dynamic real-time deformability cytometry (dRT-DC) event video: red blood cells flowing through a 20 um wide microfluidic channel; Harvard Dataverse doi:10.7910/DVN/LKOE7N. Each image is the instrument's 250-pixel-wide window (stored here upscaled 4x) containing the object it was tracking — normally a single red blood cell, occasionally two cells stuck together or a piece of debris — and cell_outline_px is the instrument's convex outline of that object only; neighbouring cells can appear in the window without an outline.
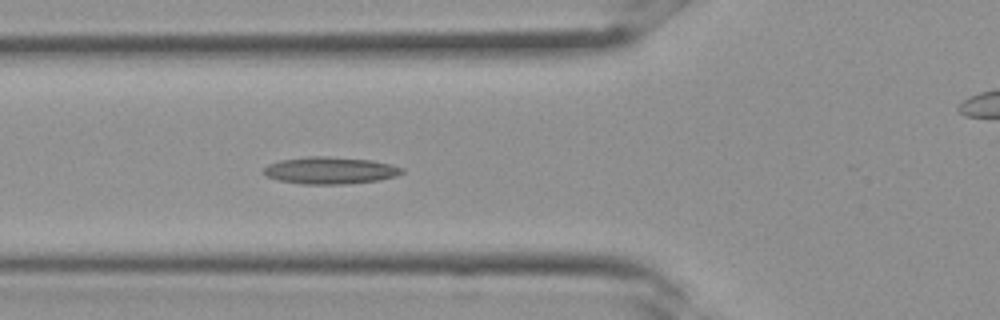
{"species": "Egyptian fruit bat (a non-hibernating species)", "species_latin": "Rousettus aegyptiacus", "temperature_condition": "room temperature", "stored_images_in_passage": 4, "camera_frame_rate_fps": 3000, "um_per_image_px": 0.085, "frame": {"image": 1, "passage_image": 2, "time_ms": 0.333, "image_size_px": [1000, 320], "cell_outline_px": [[404, 172], [396, 176], [376, 180], [344, 184], [304, 184], [280, 180], [268, 176], [264, 172], [264, 168], [268, 164], [280, 160], [308, 156], [328, 156], [372, 160], [392, 164], [404, 168]], "centroid_in_image_um": [28.09, 14.47], "position_along_channel_um": 97.7, "area_um2": 21.68}}
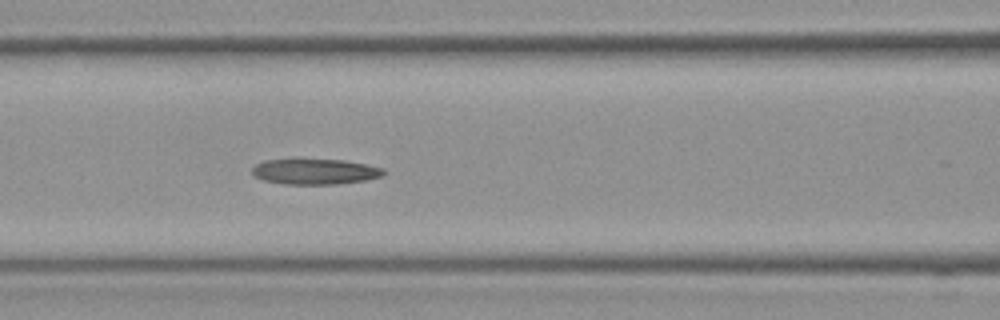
{"frame": {"image": 2, "passage_image": 4, "time_ms": 1.0, "image_size_px": [1000, 320], "cell_outline_px": [[388, 172], [384, 176], [368, 180], [336, 184], [284, 184], [264, 180], [256, 176], [252, 172], [252, 168], [256, 164], [264, 160], [292, 156], [300, 156], [344, 160], [384, 168]], "centroid_in_image_um": [26.77, 14.53], "position_along_channel_um": 139.8, "area_um2": 20.75}}